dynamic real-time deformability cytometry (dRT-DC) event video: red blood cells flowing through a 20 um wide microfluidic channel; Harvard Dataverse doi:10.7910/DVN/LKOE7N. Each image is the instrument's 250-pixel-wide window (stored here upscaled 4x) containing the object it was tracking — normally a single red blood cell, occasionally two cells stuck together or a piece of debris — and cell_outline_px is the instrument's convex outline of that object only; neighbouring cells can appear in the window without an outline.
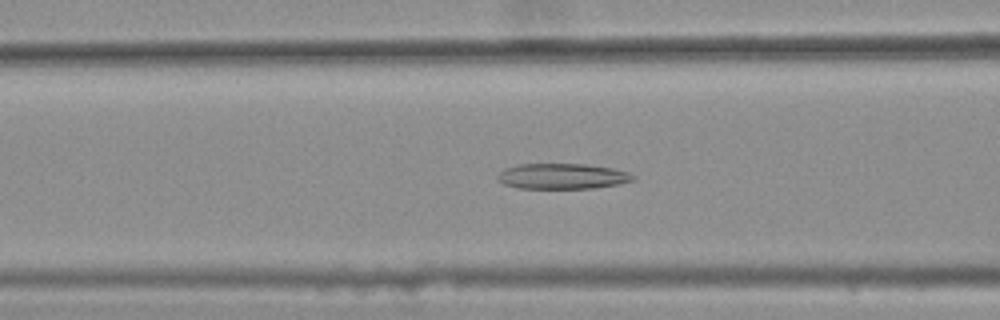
{"species": "common noctule bat (a hibernating species)", "species_latin": "Nyctalus noctula", "temperature_condition": "warm", "stored_images_in_passage": 46, "camera_frame_rate_fps": 3000, "um_per_image_px": 0.085, "animal": {"sex": "female", "body_mass_g": 25.1}, "frame": {"image": 1, "passage_image": 21, "time_ms": 6.667, "image_size_px": [1000, 320], "cell_outline_px": [[636, 180], [620, 184], [592, 188], [520, 188], [504, 184], [496, 180], [496, 176], [504, 168], [516, 164], [584, 164], [612, 168], [628, 172], [636, 176]], "centroid_in_image_um": [47.79, 14.98], "position_along_channel_um": 118.8, "area_um2": 20.29}}
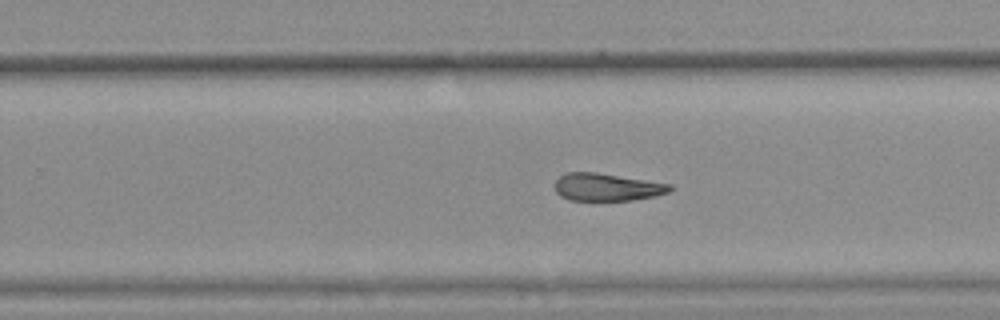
{"frame": {"image": 2, "passage_image": 34, "time_ms": 11.0, "image_size_px": [1000, 320], "cell_outline_px": [[672, 188], [668, 192], [656, 196], [632, 200], [568, 200], [560, 196], [556, 192], [556, 180], [564, 172], [596, 172], [672, 184]], "centroid_in_image_um": [51.58, 15.9], "position_along_channel_um": 278.2, "area_um2": 18.5}}
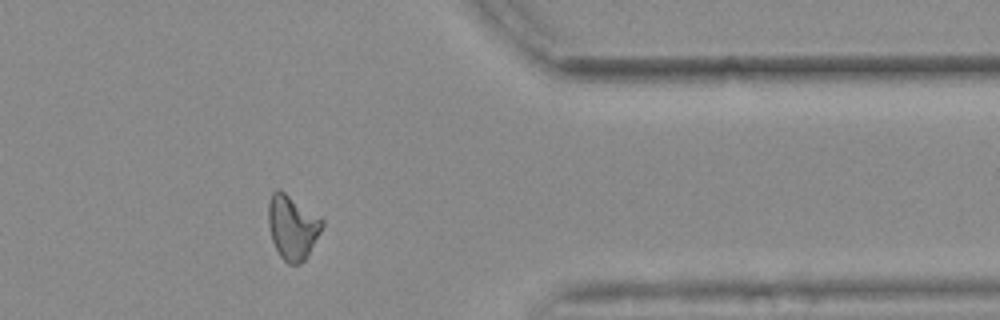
{"frame": {"image": 3, "passage_image": 44, "time_ms": 14.333, "image_size_px": [1000, 320], "cell_outline_px": [[324, 224], [320, 232], [304, 260], [300, 264], [288, 264], [280, 256], [272, 240], [268, 224], [268, 200], [272, 192], [276, 188], [280, 188], [320, 216], [324, 220]], "centroid_in_image_um": [24.84, 19.26], "position_along_channel_um": 386.6, "area_um2": 20.29}, "authors_computed_cell_mechanics": {"area_um2": 20.4323, "velocity_mm_per_s": 3.6864, "shape_relaxation_time_tau1_ms": null, "shape_relaxation_time_tau2_ms": 6.8529, "deformation_change_tau1": null, "deformation_change_tau2": 0.1829}}